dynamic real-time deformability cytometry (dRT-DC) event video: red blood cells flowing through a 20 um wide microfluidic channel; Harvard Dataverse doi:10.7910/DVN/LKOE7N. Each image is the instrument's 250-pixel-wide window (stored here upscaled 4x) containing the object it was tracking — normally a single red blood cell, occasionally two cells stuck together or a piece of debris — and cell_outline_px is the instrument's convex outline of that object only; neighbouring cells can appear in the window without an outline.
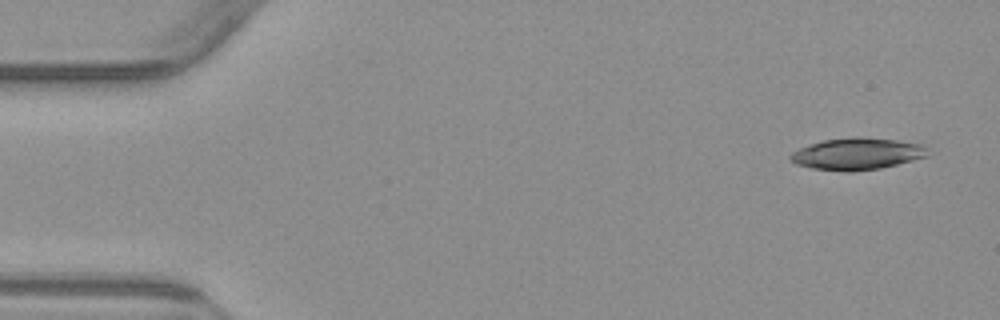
{"species": "common noctule bat (a hibernating species)", "species_latin": "Nyctalus noctula", "temperature_condition": "warm", "stored_images_in_passage": 5, "camera_frame_rate_fps": 3000, "um_per_image_px": 0.085, "animal": {"sex": "male", "body_mass_g": 23.1, "forearm_length_mm": 52.7}, "frame": {"image": 1, "passage_image": 1, "time_ms": 0.0, "image_size_px": [1000, 320], "cell_outline_px": [[928, 156], [880, 168], [852, 172], [848, 172], [812, 168], [796, 164], [788, 156], [792, 152], [800, 148], [824, 140], [852, 136], [860, 136], [896, 140], [920, 144], [924, 148]], "centroid_in_image_um": [72.81, 13.07], "position_along_channel_um": 12.2, "area_um2": 25.2}}